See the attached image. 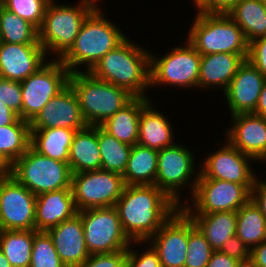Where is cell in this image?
<instances>
[{"instance_id": "8d00e7d4", "label": "cell", "mask_w": 266, "mask_h": 267, "mask_svg": "<svg viewBox=\"0 0 266 267\" xmlns=\"http://www.w3.org/2000/svg\"><path fill=\"white\" fill-rule=\"evenodd\" d=\"M29 267H66L53 245L52 238L46 231L34 230V241Z\"/></svg>"}, {"instance_id": "60d3db41", "label": "cell", "mask_w": 266, "mask_h": 267, "mask_svg": "<svg viewBox=\"0 0 266 267\" xmlns=\"http://www.w3.org/2000/svg\"><path fill=\"white\" fill-rule=\"evenodd\" d=\"M127 250L90 255L80 267H126Z\"/></svg>"}, {"instance_id": "7dc6e473", "label": "cell", "mask_w": 266, "mask_h": 267, "mask_svg": "<svg viewBox=\"0 0 266 267\" xmlns=\"http://www.w3.org/2000/svg\"><path fill=\"white\" fill-rule=\"evenodd\" d=\"M249 265L251 267H266V240L251 250Z\"/></svg>"}, {"instance_id": "5bb4252c", "label": "cell", "mask_w": 266, "mask_h": 267, "mask_svg": "<svg viewBox=\"0 0 266 267\" xmlns=\"http://www.w3.org/2000/svg\"><path fill=\"white\" fill-rule=\"evenodd\" d=\"M36 195L12 175L0 178V229L35 230Z\"/></svg>"}, {"instance_id": "bcb514c9", "label": "cell", "mask_w": 266, "mask_h": 267, "mask_svg": "<svg viewBox=\"0 0 266 267\" xmlns=\"http://www.w3.org/2000/svg\"><path fill=\"white\" fill-rule=\"evenodd\" d=\"M243 264L221 251H214L206 267H242Z\"/></svg>"}, {"instance_id": "f546056e", "label": "cell", "mask_w": 266, "mask_h": 267, "mask_svg": "<svg viewBox=\"0 0 266 267\" xmlns=\"http://www.w3.org/2000/svg\"><path fill=\"white\" fill-rule=\"evenodd\" d=\"M157 160L158 150L133 145L122 175L125 185H155Z\"/></svg>"}, {"instance_id": "b9f144b4", "label": "cell", "mask_w": 266, "mask_h": 267, "mask_svg": "<svg viewBox=\"0 0 266 267\" xmlns=\"http://www.w3.org/2000/svg\"><path fill=\"white\" fill-rule=\"evenodd\" d=\"M219 251L235 258L243 265H249L251 250L237 235L227 239Z\"/></svg>"}, {"instance_id": "d6a6232c", "label": "cell", "mask_w": 266, "mask_h": 267, "mask_svg": "<svg viewBox=\"0 0 266 267\" xmlns=\"http://www.w3.org/2000/svg\"><path fill=\"white\" fill-rule=\"evenodd\" d=\"M265 216L250 200L237 211L236 235L252 250L266 240Z\"/></svg>"}, {"instance_id": "c3c4849f", "label": "cell", "mask_w": 266, "mask_h": 267, "mask_svg": "<svg viewBox=\"0 0 266 267\" xmlns=\"http://www.w3.org/2000/svg\"><path fill=\"white\" fill-rule=\"evenodd\" d=\"M19 116L0 100V127L12 124Z\"/></svg>"}, {"instance_id": "52a82bcc", "label": "cell", "mask_w": 266, "mask_h": 267, "mask_svg": "<svg viewBox=\"0 0 266 267\" xmlns=\"http://www.w3.org/2000/svg\"><path fill=\"white\" fill-rule=\"evenodd\" d=\"M197 161L192 148L190 150L177 141L172 146L158 150L155 185L179 207L183 197V193H180L185 187L187 189L188 186V190L190 188L191 196L194 193L200 173Z\"/></svg>"}, {"instance_id": "816d5d0a", "label": "cell", "mask_w": 266, "mask_h": 267, "mask_svg": "<svg viewBox=\"0 0 266 267\" xmlns=\"http://www.w3.org/2000/svg\"><path fill=\"white\" fill-rule=\"evenodd\" d=\"M0 267H12L10 262L5 257L4 253L0 250Z\"/></svg>"}, {"instance_id": "4316f807", "label": "cell", "mask_w": 266, "mask_h": 267, "mask_svg": "<svg viewBox=\"0 0 266 267\" xmlns=\"http://www.w3.org/2000/svg\"><path fill=\"white\" fill-rule=\"evenodd\" d=\"M150 100L152 99L135 97L124 108L108 118L101 126L122 143L130 146L137 144L141 109Z\"/></svg>"}, {"instance_id": "f5cc1de1", "label": "cell", "mask_w": 266, "mask_h": 267, "mask_svg": "<svg viewBox=\"0 0 266 267\" xmlns=\"http://www.w3.org/2000/svg\"><path fill=\"white\" fill-rule=\"evenodd\" d=\"M205 0H193V5L195 4L194 7L197 9Z\"/></svg>"}, {"instance_id": "f907efd6", "label": "cell", "mask_w": 266, "mask_h": 267, "mask_svg": "<svg viewBox=\"0 0 266 267\" xmlns=\"http://www.w3.org/2000/svg\"><path fill=\"white\" fill-rule=\"evenodd\" d=\"M11 175V166L0 155V178H5Z\"/></svg>"}, {"instance_id": "d590c367", "label": "cell", "mask_w": 266, "mask_h": 267, "mask_svg": "<svg viewBox=\"0 0 266 267\" xmlns=\"http://www.w3.org/2000/svg\"><path fill=\"white\" fill-rule=\"evenodd\" d=\"M214 250L188 216V244L184 267H206Z\"/></svg>"}, {"instance_id": "ee69618b", "label": "cell", "mask_w": 266, "mask_h": 267, "mask_svg": "<svg viewBox=\"0 0 266 267\" xmlns=\"http://www.w3.org/2000/svg\"><path fill=\"white\" fill-rule=\"evenodd\" d=\"M256 177L254 185L251 189V201L260 209L261 213L266 218V180Z\"/></svg>"}, {"instance_id": "6da1fadb", "label": "cell", "mask_w": 266, "mask_h": 267, "mask_svg": "<svg viewBox=\"0 0 266 267\" xmlns=\"http://www.w3.org/2000/svg\"><path fill=\"white\" fill-rule=\"evenodd\" d=\"M115 207L132 242H147L180 208L156 185H126Z\"/></svg>"}, {"instance_id": "db71d44e", "label": "cell", "mask_w": 266, "mask_h": 267, "mask_svg": "<svg viewBox=\"0 0 266 267\" xmlns=\"http://www.w3.org/2000/svg\"><path fill=\"white\" fill-rule=\"evenodd\" d=\"M259 1H261L262 3L266 5V0H259Z\"/></svg>"}, {"instance_id": "836d02e7", "label": "cell", "mask_w": 266, "mask_h": 267, "mask_svg": "<svg viewBox=\"0 0 266 267\" xmlns=\"http://www.w3.org/2000/svg\"><path fill=\"white\" fill-rule=\"evenodd\" d=\"M0 42L40 44L39 29L2 6L0 9Z\"/></svg>"}, {"instance_id": "ffe728a7", "label": "cell", "mask_w": 266, "mask_h": 267, "mask_svg": "<svg viewBox=\"0 0 266 267\" xmlns=\"http://www.w3.org/2000/svg\"><path fill=\"white\" fill-rule=\"evenodd\" d=\"M41 44L0 42V78L24 81L49 59Z\"/></svg>"}, {"instance_id": "9c48e42d", "label": "cell", "mask_w": 266, "mask_h": 267, "mask_svg": "<svg viewBox=\"0 0 266 267\" xmlns=\"http://www.w3.org/2000/svg\"><path fill=\"white\" fill-rule=\"evenodd\" d=\"M11 175L36 196L71 188L69 164L43 156L31 146L11 165Z\"/></svg>"}, {"instance_id": "7402d4cb", "label": "cell", "mask_w": 266, "mask_h": 267, "mask_svg": "<svg viewBox=\"0 0 266 267\" xmlns=\"http://www.w3.org/2000/svg\"><path fill=\"white\" fill-rule=\"evenodd\" d=\"M77 213L71 188L41 193L36 196L35 230L47 231Z\"/></svg>"}, {"instance_id": "8fae6325", "label": "cell", "mask_w": 266, "mask_h": 267, "mask_svg": "<svg viewBox=\"0 0 266 267\" xmlns=\"http://www.w3.org/2000/svg\"><path fill=\"white\" fill-rule=\"evenodd\" d=\"M77 214L90 255L128 250L132 241L123 231L115 206L85 209Z\"/></svg>"}, {"instance_id": "3957f363", "label": "cell", "mask_w": 266, "mask_h": 267, "mask_svg": "<svg viewBox=\"0 0 266 267\" xmlns=\"http://www.w3.org/2000/svg\"><path fill=\"white\" fill-rule=\"evenodd\" d=\"M102 11L97 5L88 14L74 44L59 59L70 73L89 72L103 56L127 38L120 26L111 22Z\"/></svg>"}, {"instance_id": "d4e9b609", "label": "cell", "mask_w": 266, "mask_h": 267, "mask_svg": "<svg viewBox=\"0 0 266 267\" xmlns=\"http://www.w3.org/2000/svg\"><path fill=\"white\" fill-rule=\"evenodd\" d=\"M68 164L72 174L101 170L98 125L76 131L69 151Z\"/></svg>"}, {"instance_id": "277c9868", "label": "cell", "mask_w": 266, "mask_h": 267, "mask_svg": "<svg viewBox=\"0 0 266 267\" xmlns=\"http://www.w3.org/2000/svg\"><path fill=\"white\" fill-rule=\"evenodd\" d=\"M68 84L78 98L88 126L102 125L135 98L128 90L97 79L89 72L70 73Z\"/></svg>"}, {"instance_id": "f6af8a7d", "label": "cell", "mask_w": 266, "mask_h": 267, "mask_svg": "<svg viewBox=\"0 0 266 267\" xmlns=\"http://www.w3.org/2000/svg\"><path fill=\"white\" fill-rule=\"evenodd\" d=\"M238 0H205L197 9L201 13H227Z\"/></svg>"}, {"instance_id": "4fadbf2b", "label": "cell", "mask_w": 266, "mask_h": 267, "mask_svg": "<svg viewBox=\"0 0 266 267\" xmlns=\"http://www.w3.org/2000/svg\"><path fill=\"white\" fill-rule=\"evenodd\" d=\"M125 186L123 176L111 171H85L71 177V191L78 212L115 206Z\"/></svg>"}, {"instance_id": "d6986e66", "label": "cell", "mask_w": 266, "mask_h": 267, "mask_svg": "<svg viewBox=\"0 0 266 267\" xmlns=\"http://www.w3.org/2000/svg\"><path fill=\"white\" fill-rule=\"evenodd\" d=\"M231 120L225 140L241 153L266 164V118L249 113L233 115Z\"/></svg>"}, {"instance_id": "ba28073f", "label": "cell", "mask_w": 266, "mask_h": 267, "mask_svg": "<svg viewBox=\"0 0 266 267\" xmlns=\"http://www.w3.org/2000/svg\"><path fill=\"white\" fill-rule=\"evenodd\" d=\"M181 42V45L171 48L162 57L155 56V53L150 51L151 89L158 86L161 88L162 85V87L172 85L184 90L198 88L201 54L187 39Z\"/></svg>"}, {"instance_id": "11a10c76", "label": "cell", "mask_w": 266, "mask_h": 267, "mask_svg": "<svg viewBox=\"0 0 266 267\" xmlns=\"http://www.w3.org/2000/svg\"><path fill=\"white\" fill-rule=\"evenodd\" d=\"M2 6H3V5H2V0H0V9H1Z\"/></svg>"}, {"instance_id": "7c38bea8", "label": "cell", "mask_w": 266, "mask_h": 267, "mask_svg": "<svg viewBox=\"0 0 266 267\" xmlns=\"http://www.w3.org/2000/svg\"><path fill=\"white\" fill-rule=\"evenodd\" d=\"M70 72L59 59L49 61L20 82L22 120L31 122L41 109L67 85Z\"/></svg>"}, {"instance_id": "cb8c5ba5", "label": "cell", "mask_w": 266, "mask_h": 267, "mask_svg": "<svg viewBox=\"0 0 266 267\" xmlns=\"http://www.w3.org/2000/svg\"><path fill=\"white\" fill-rule=\"evenodd\" d=\"M156 106L150 100L142 109L139 117V138L137 144L155 150H161L172 146L174 129L168 116L164 112L155 109Z\"/></svg>"}, {"instance_id": "681fc988", "label": "cell", "mask_w": 266, "mask_h": 267, "mask_svg": "<svg viewBox=\"0 0 266 267\" xmlns=\"http://www.w3.org/2000/svg\"><path fill=\"white\" fill-rule=\"evenodd\" d=\"M253 114L266 118V82L264 83V86L261 90V94L259 96L255 112Z\"/></svg>"}, {"instance_id": "9f6ffc18", "label": "cell", "mask_w": 266, "mask_h": 267, "mask_svg": "<svg viewBox=\"0 0 266 267\" xmlns=\"http://www.w3.org/2000/svg\"><path fill=\"white\" fill-rule=\"evenodd\" d=\"M242 267H251L250 265H243Z\"/></svg>"}, {"instance_id": "9a60e30c", "label": "cell", "mask_w": 266, "mask_h": 267, "mask_svg": "<svg viewBox=\"0 0 266 267\" xmlns=\"http://www.w3.org/2000/svg\"><path fill=\"white\" fill-rule=\"evenodd\" d=\"M208 154L200 164V174L208 179L226 180L238 184H254L256 172L252 157L241 153L227 140ZM253 163H252V162Z\"/></svg>"}, {"instance_id": "7bdbcfd3", "label": "cell", "mask_w": 266, "mask_h": 267, "mask_svg": "<svg viewBox=\"0 0 266 267\" xmlns=\"http://www.w3.org/2000/svg\"><path fill=\"white\" fill-rule=\"evenodd\" d=\"M247 60L266 78V36L249 43Z\"/></svg>"}, {"instance_id": "30bf717a", "label": "cell", "mask_w": 266, "mask_h": 267, "mask_svg": "<svg viewBox=\"0 0 266 267\" xmlns=\"http://www.w3.org/2000/svg\"><path fill=\"white\" fill-rule=\"evenodd\" d=\"M253 185L208 179L199 173L194 193L189 199L192 202L186 197L180 208L185 213L238 211L250 201Z\"/></svg>"}, {"instance_id": "4dcf8cb0", "label": "cell", "mask_w": 266, "mask_h": 267, "mask_svg": "<svg viewBox=\"0 0 266 267\" xmlns=\"http://www.w3.org/2000/svg\"><path fill=\"white\" fill-rule=\"evenodd\" d=\"M30 122L17 118L12 124L0 127V155L11 166L30 147Z\"/></svg>"}, {"instance_id": "2e32d148", "label": "cell", "mask_w": 266, "mask_h": 267, "mask_svg": "<svg viewBox=\"0 0 266 267\" xmlns=\"http://www.w3.org/2000/svg\"><path fill=\"white\" fill-rule=\"evenodd\" d=\"M162 267H184L188 244V215L179 208L147 241Z\"/></svg>"}, {"instance_id": "ab89813d", "label": "cell", "mask_w": 266, "mask_h": 267, "mask_svg": "<svg viewBox=\"0 0 266 267\" xmlns=\"http://www.w3.org/2000/svg\"><path fill=\"white\" fill-rule=\"evenodd\" d=\"M0 100L22 119V91L20 82L0 78Z\"/></svg>"}, {"instance_id": "83f0119b", "label": "cell", "mask_w": 266, "mask_h": 267, "mask_svg": "<svg viewBox=\"0 0 266 267\" xmlns=\"http://www.w3.org/2000/svg\"><path fill=\"white\" fill-rule=\"evenodd\" d=\"M30 146L39 154L68 163L76 130L66 128L30 129Z\"/></svg>"}, {"instance_id": "74e56055", "label": "cell", "mask_w": 266, "mask_h": 267, "mask_svg": "<svg viewBox=\"0 0 266 267\" xmlns=\"http://www.w3.org/2000/svg\"><path fill=\"white\" fill-rule=\"evenodd\" d=\"M50 2L51 0H2V5L39 29Z\"/></svg>"}, {"instance_id": "8992f818", "label": "cell", "mask_w": 266, "mask_h": 267, "mask_svg": "<svg viewBox=\"0 0 266 267\" xmlns=\"http://www.w3.org/2000/svg\"><path fill=\"white\" fill-rule=\"evenodd\" d=\"M187 41L201 54L248 55L249 43L242 29L227 13L196 12Z\"/></svg>"}, {"instance_id": "5b68a950", "label": "cell", "mask_w": 266, "mask_h": 267, "mask_svg": "<svg viewBox=\"0 0 266 267\" xmlns=\"http://www.w3.org/2000/svg\"><path fill=\"white\" fill-rule=\"evenodd\" d=\"M55 1L51 0L47 6L39 28V43L47 57L54 53L55 59H60L74 44L83 21L101 0H78L75 5Z\"/></svg>"}, {"instance_id": "f1b7e54d", "label": "cell", "mask_w": 266, "mask_h": 267, "mask_svg": "<svg viewBox=\"0 0 266 267\" xmlns=\"http://www.w3.org/2000/svg\"><path fill=\"white\" fill-rule=\"evenodd\" d=\"M242 29L247 42L266 36V5L259 0H238L227 12Z\"/></svg>"}, {"instance_id": "7a4b0ae2", "label": "cell", "mask_w": 266, "mask_h": 267, "mask_svg": "<svg viewBox=\"0 0 266 267\" xmlns=\"http://www.w3.org/2000/svg\"><path fill=\"white\" fill-rule=\"evenodd\" d=\"M89 73L97 79L128 90L135 97L149 98L150 49L146 50V47H141L127 37L103 56Z\"/></svg>"}, {"instance_id": "ac0fdd59", "label": "cell", "mask_w": 266, "mask_h": 267, "mask_svg": "<svg viewBox=\"0 0 266 267\" xmlns=\"http://www.w3.org/2000/svg\"><path fill=\"white\" fill-rule=\"evenodd\" d=\"M266 78L247 59L222 93L231 116L254 113Z\"/></svg>"}, {"instance_id": "44dd1931", "label": "cell", "mask_w": 266, "mask_h": 267, "mask_svg": "<svg viewBox=\"0 0 266 267\" xmlns=\"http://www.w3.org/2000/svg\"><path fill=\"white\" fill-rule=\"evenodd\" d=\"M46 232L52 238L55 250L66 267H80L90 256L83 223L78 214Z\"/></svg>"}, {"instance_id": "f35d334b", "label": "cell", "mask_w": 266, "mask_h": 267, "mask_svg": "<svg viewBox=\"0 0 266 267\" xmlns=\"http://www.w3.org/2000/svg\"><path fill=\"white\" fill-rule=\"evenodd\" d=\"M145 250H135L133 247L141 246ZM137 244V245H136ZM143 245V246H142ZM127 265L129 267H162L160 264L158 253L148 242H132L127 250Z\"/></svg>"}, {"instance_id": "e575fe53", "label": "cell", "mask_w": 266, "mask_h": 267, "mask_svg": "<svg viewBox=\"0 0 266 267\" xmlns=\"http://www.w3.org/2000/svg\"><path fill=\"white\" fill-rule=\"evenodd\" d=\"M98 146L101 156V170L123 175L132 146L116 139L101 125H98Z\"/></svg>"}, {"instance_id": "484cf974", "label": "cell", "mask_w": 266, "mask_h": 267, "mask_svg": "<svg viewBox=\"0 0 266 267\" xmlns=\"http://www.w3.org/2000/svg\"><path fill=\"white\" fill-rule=\"evenodd\" d=\"M186 214L214 251H219L227 239L236 235L237 211Z\"/></svg>"}, {"instance_id": "e0dca14e", "label": "cell", "mask_w": 266, "mask_h": 267, "mask_svg": "<svg viewBox=\"0 0 266 267\" xmlns=\"http://www.w3.org/2000/svg\"><path fill=\"white\" fill-rule=\"evenodd\" d=\"M87 126L78 98L69 84L30 122V129L66 128L79 131Z\"/></svg>"}, {"instance_id": "1f68e13d", "label": "cell", "mask_w": 266, "mask_h": 267, "mask_svg": "<svg viewBox=\"0 0 266 267\" xmlns=\"http://www.w3.org/2000/svg\"><path fill=\"white\" fill-rule=\"evenodd\" d=\"M34 230H2L0 250L12 267H29Z\"/></svg>"}, {"instance_id": "603a6c76", "label": "cell", "mask_w": 266, "mask_h": 267, "mask_svg": "<svg viewBox=\"0 0 266 267\" xmlns=\"http://www.w3.org/2000/svg\"><path fill=\"white\" fill-rule=\"evenodd\" d=\"M247 58L248 55L233 53L201 55L198 89L220 88L223 93Z\"/></svg>"}]
</instances>
